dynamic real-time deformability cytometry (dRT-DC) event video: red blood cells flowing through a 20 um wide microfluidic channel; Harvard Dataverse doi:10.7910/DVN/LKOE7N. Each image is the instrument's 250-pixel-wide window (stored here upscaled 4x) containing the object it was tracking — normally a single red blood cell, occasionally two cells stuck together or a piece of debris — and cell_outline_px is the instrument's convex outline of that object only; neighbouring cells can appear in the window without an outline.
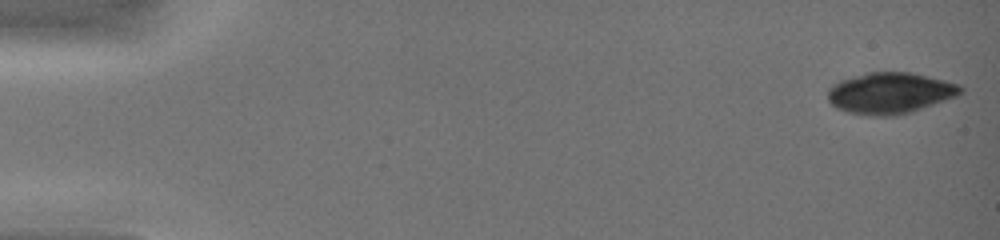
{"species": "common noctule bat (a hibernating species)", "species_latin": "Nyctalus noctula", "temperature_condition": "warm", "stored_images_in_passage": 44, "camera_frame_rate_fps": 3000, "um_per_image_px": 0.085, "animal": {"sex": "female", "body_mass_g": 19.0, "forearm_length_mm": 51.5}, "frame": {"image": 1, "passage_image": 1, "time_ms": 0.0, "image_size_px": [1000, 240], "cell_outline_px": [[964, 92], [956, 96], [912, 112], [896, 116], [872, 116], [848, 112], [836, 108], [828, 100], [828, 88], [832, 84], [840, 80], [864, 72], [912, 72], [960, 84], [964, 88]], "centroid_in_image_um": [75.65, 7.91], "position_along_channel_um": 9.3, "area_um2": 32.19}}
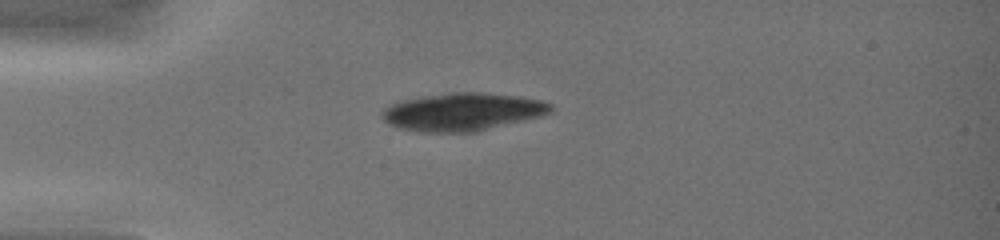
{"frame": {"image": 2, "passage_image": 13, "time_ms": 4.0, "image_size_px": [1000, 240], "cell_outline_px": [[552, 112], [540, 116], [476, 132], [416, 132], [400, 128], [388, 124], [380, 116], [380, 112], [384, 108], [392, 104], [404, 100], [420, 96], [452, 92], [480, 92], [516, 96], [544, 100], [552, 104]], "centroid_in_image_um": [39.3, 9.51], "position_along_channel_um": 45.7, "area_um2": 37.34}}
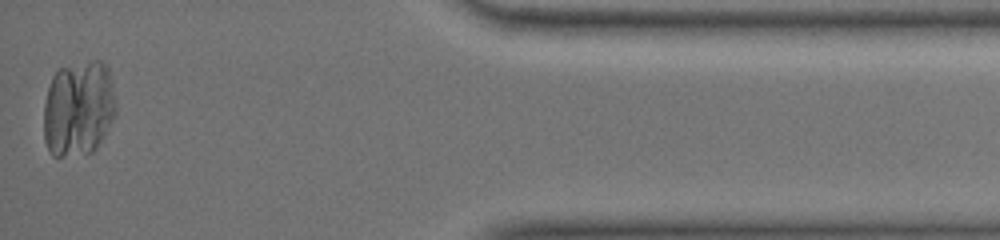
{"frame": {"image": 3, "passage_image": 44, "time_ms": 14.333, "image_size_px": [1000, 240], "cell_outline_px": [[116, 116], [104, 136], [96, 148], [92, 152], [60, 156], [52, 156], [48, 152], [44, 140], [44, 104], [48, 88], [52, 76], [60, 68], [92, 60], [100, 60], [108, 68], [116, 100]], "centroid_in_image_um": [6.68, 9.23], "position_along_channel_um": 428.5, "area_um2": 40.63}}